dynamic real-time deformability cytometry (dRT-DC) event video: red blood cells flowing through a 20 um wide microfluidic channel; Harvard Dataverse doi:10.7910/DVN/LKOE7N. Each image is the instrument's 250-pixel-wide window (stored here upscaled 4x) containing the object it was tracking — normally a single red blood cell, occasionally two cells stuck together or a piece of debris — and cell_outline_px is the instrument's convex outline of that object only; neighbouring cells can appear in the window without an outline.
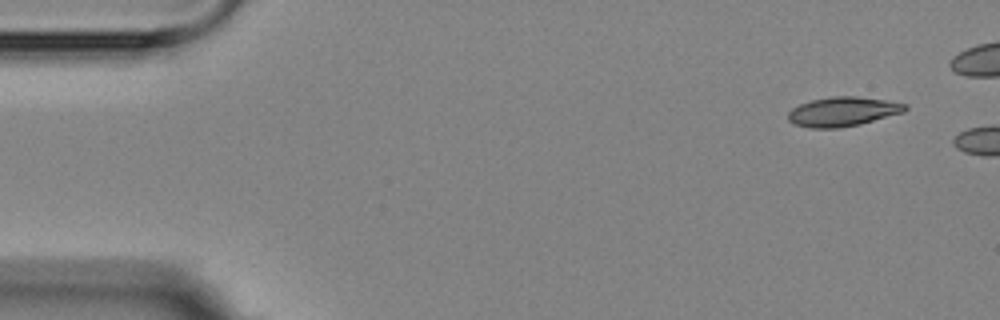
{"species": "Egyptian fruit bat (a non-hibernating species)", "species_latin": "Rousettus aegyptiacus", "temperature_condition": "room temperature", "stored_images_in_passage": 2, "camera_frame_rate_fps": 3000, "um_per_image_px": 0.085, "animal": {"sex": "female"}, "frame": {"image": 1, "passage_image": 1, "time_ms": 0.0, "image_size_px": [1000, 320], "cell_outline_px": [[908, 108], [904, 112], [860, 124], [836, 128], [812, 128], [796, 124], [788, 120], [788, 112], [792, 108], [800, 104], [812, 100], [832, 96], [856, 96], [884, 100], [908, 104]], "centroid_in_image_um": [71.65, 9.48], "position_along_channel_um": 13.4, "area_um2": 19.88}}